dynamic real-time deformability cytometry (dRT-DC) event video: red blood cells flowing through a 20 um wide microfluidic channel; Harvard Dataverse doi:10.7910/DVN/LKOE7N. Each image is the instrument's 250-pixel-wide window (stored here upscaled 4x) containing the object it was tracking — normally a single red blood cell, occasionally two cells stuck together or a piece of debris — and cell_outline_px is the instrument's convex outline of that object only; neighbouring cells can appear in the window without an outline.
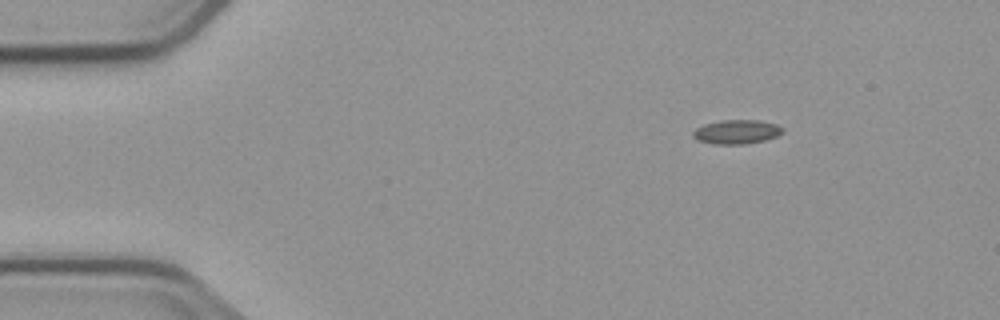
{"species": "common noctule bat (a hibernating species)", "species_latin": "Nyctalus noctula", "temperature_condition": "cold", "stored_images_in_passage": 3, "camera_frame_rate_fps": 3000, "um_per_image_px": 0.085, "animal": {"sex": "male", "body_mass_g": 23.1, "forearm_length_mm": 52.7}, "frame": {"image": 1, "passage_image": 1, "time_ms": 0.0, "image_size_px": [1000, 320], "cell_outline_px": [[784, 132], [776, 136], [764, 140], [744, 144], [712, 144], [696, 140], [692, 136], [692, 132], [696, 128], [704, 124], [720, 120], [756, 120], [776, 124], [784, 128]], "centroid_in_image_um": [62.58, 11.21], "position_along_channel_um": 22.4, "area_um2": 12.66}}
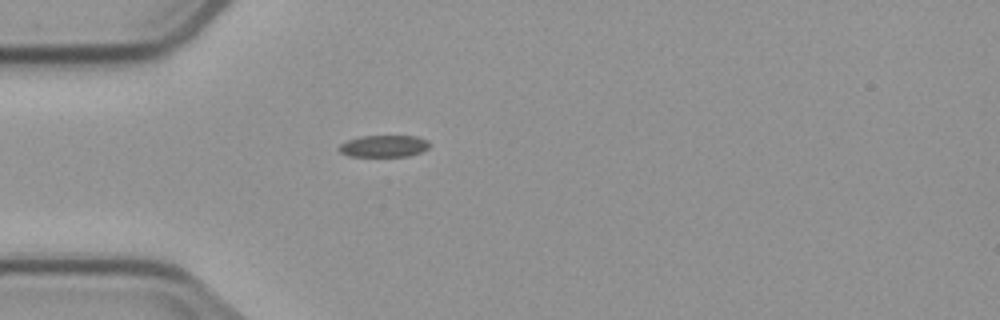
{"frame": {"image": 2, "passage_image": 3, "time_ms": 2.667, "image_size_px": [1000, 320], "cell_outline_px": [[428, 148], [420, 152], [408, 156], [348, 156], [340, 152], [336, 148], [340, 144], [348, 140], [360, 136], [416, 136], [428, 140]], "centroid_in_image_um": [32.59, 12.42], "position_along_channel_um": 52.4, "area_um2": 11.5}}